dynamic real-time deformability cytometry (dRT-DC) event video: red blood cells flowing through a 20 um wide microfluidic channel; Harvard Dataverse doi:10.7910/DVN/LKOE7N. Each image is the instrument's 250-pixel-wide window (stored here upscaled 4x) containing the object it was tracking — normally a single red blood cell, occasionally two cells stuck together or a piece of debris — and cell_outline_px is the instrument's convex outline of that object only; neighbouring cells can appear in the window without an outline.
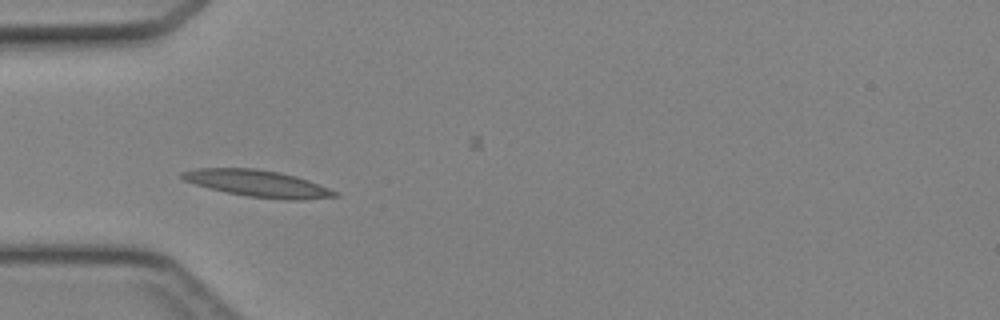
{"species": "Egyptian fruit bat (a non-hibernating species)", "species_latin": "Rousettus aegyptiacus", "temperature_condition": "cold", "stored_images_in_passage": 33, "camera_frame_rate_fps": 3000, "um_per_image_px": 0.085, "animal": {"sex": "female"}, "frame": {"image": 1, "passage_image": 1, "time_ms": 0.0, "image_size_px": [1000, 320], "cell_outline_px": [[340, 196], [304, 200], [292, 200], [248, 196], [208, 188], [184, 180], [180, 176], [180, 172], [196, 168], [256, 168], [280, 172], [296, 176], [308, 180], [328, 188], [336, 192]], "centroid_in_image_um": [21.9, 15.59], "position_along_channel_um": 63.1, "area_um2": 23.64}}
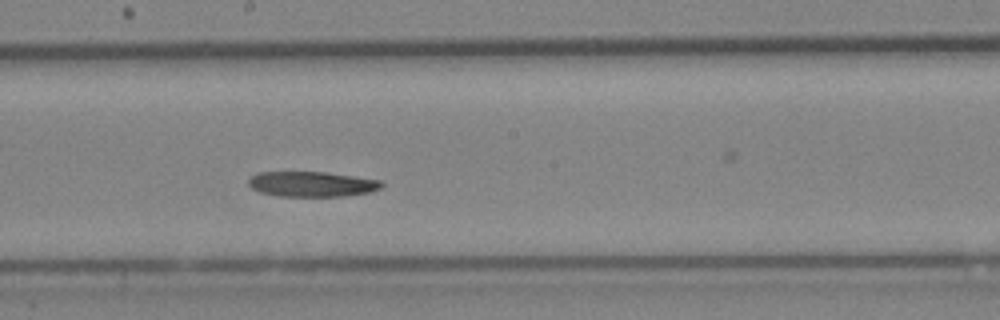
{"frame": {"image": 2, "passage_image": 12, "time_ms": 3.667, "image_size_px": [1000, 320], "cell_outline_px": [[384, 184], [380, 188], [372, 192], [344, 196], [280, 196], [260, 192], [252, 188], [248, 184], [248, 180], [256, 172], [328, 172], [380, 180]], "centroid_in_image_um": [26.52, 15.64], "position_along_channel_um": 221.7, "area_um2": 19.59}}
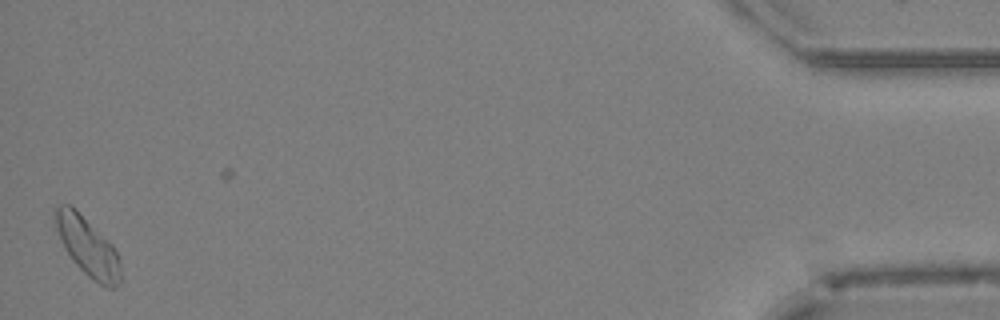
{"frame": {"image": 3, "passage_image": 32, "time_ms": 10.333, "image_size_px": [1000, 320], "cell_outline_px": [[120, 284], [112, 288], [108, 288], [92, 280], [72, 260], [64, 248], [56, 228], [52, 216], [56, 208], [60, 204], [68, 204], [76, 208], [112, 244], [116, 252], [120, 264]], "centroid_in_image_um": [7.42, 20.94], "position_along_channel_um": 427.8, "area_um2": 22.37}}